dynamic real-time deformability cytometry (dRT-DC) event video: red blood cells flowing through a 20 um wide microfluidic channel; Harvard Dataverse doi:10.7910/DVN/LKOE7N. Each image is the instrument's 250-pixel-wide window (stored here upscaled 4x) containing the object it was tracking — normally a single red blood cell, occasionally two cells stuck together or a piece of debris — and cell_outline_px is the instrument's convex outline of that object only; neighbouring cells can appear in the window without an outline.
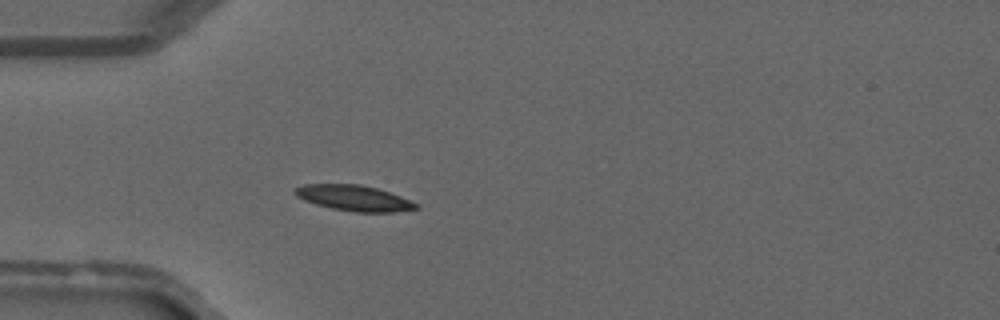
{"species": "common noctule bat (a hibernating species)", "species_latin": "Nyctalus noctula", "temperature_condition": "warm", "stored_images_in_passage": 34, "camera_frame_rate_fps": 3000, "um_per_image_px": 0.085, "animal": {"sex": "male", "forearm_length_mm": 52.5}, "frame": {"image": 1, "passage_image": 10, "time_ms": 3.0, "image_size_px": [1000, 320], "cell_outline_px": [[420, 208], [392, 212], [356, 212], [332, 208], [316, 204], [304, 200], [296, 196], [292, 192], [296, 188], [304, 184], [360, 184], [376, 188], [400, 196], [420, 204]], "centroid_in_image_um": [30.09, 16.83], "position_along_channel_um": 54.9, "area_um2": 18.03}}
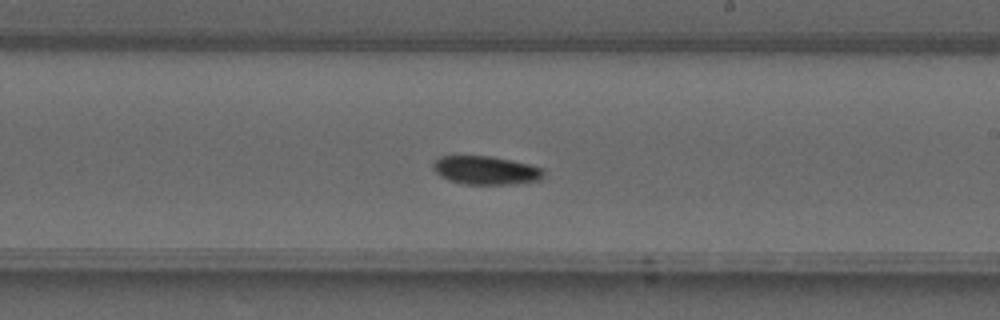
{"frame": {"image": 2, "passage_image": 22, "time_ms": 7.0, "image_size_px": [1000, 320], "cell_outline_px": [[544, 176], [540, 180], [516, 184], [464, 184], [448, 180], [440, 176], [432, 168], [432, 164], [440, 156], [488, 156], [528, 164], [544, 168]], "centroid_in_image_um": [41.3, 14.49], "position_along_channel_um": 247.7, "area_um2": 18.32}}
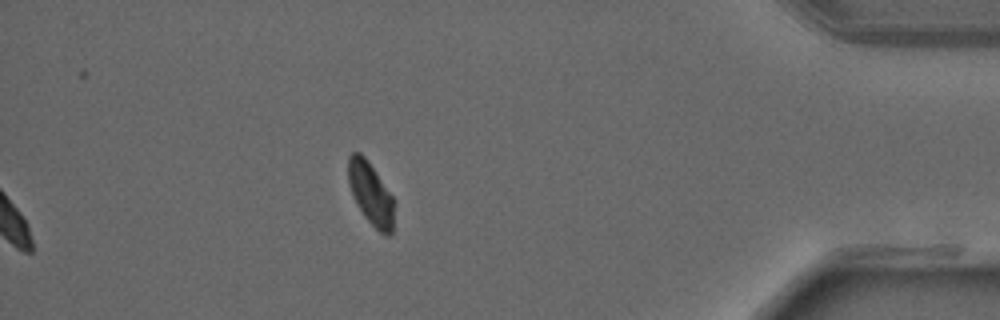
{"frame": {"image": 3, "passage_image": 34, "time_ms": 11.0, "image_size_px": [1000, 320], "cell_outline_px": [[396, 200], [392, 232], [388, 236], [380, 232], [364, 216], [348, 184], [348, 156], [352, 152], [360, 152], [364, 156]], "centroid_in_image_um": [31.55, 16.45], "position_along_channel_um": 403.7, "area_um2": 16.7}}